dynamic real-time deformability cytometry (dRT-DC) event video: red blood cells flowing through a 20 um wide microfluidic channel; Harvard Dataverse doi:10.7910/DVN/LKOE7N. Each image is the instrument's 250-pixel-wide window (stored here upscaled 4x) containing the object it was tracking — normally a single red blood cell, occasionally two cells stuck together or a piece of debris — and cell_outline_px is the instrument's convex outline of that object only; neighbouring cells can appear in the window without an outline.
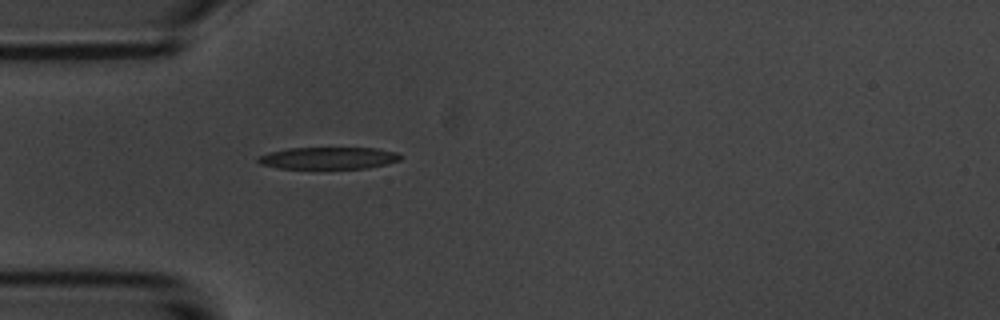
{"species": "common noctule bat (a hibernating species)", "species_latin": "Nyctalus noctula", "temperature_condition": "room temperature", "stored_images_in_passage": 2, "camera_frame_rate_fps": 3000, "um_per_image_px": 0.085, "animal": {"sex": "male", "body_mass_g": 20.1, "forearm_length_mm": 53.5}, "frame": {"image": 1, "passage_image": 2, "time_ms": 1.333, "image_size_px": [1000, 320], "cell_outline_px": [[404, 156], [400, 160], [388, 164], [368, 168], [276, 168], [260, 164], [256, 160], [256, 156], [268, 152], [288, 148], [376, 148], [396, 152]], "centroid_in_image_um": [27.9, 13.43], "position_along_channel_um": 57.1, "area_um2": 18.44}}